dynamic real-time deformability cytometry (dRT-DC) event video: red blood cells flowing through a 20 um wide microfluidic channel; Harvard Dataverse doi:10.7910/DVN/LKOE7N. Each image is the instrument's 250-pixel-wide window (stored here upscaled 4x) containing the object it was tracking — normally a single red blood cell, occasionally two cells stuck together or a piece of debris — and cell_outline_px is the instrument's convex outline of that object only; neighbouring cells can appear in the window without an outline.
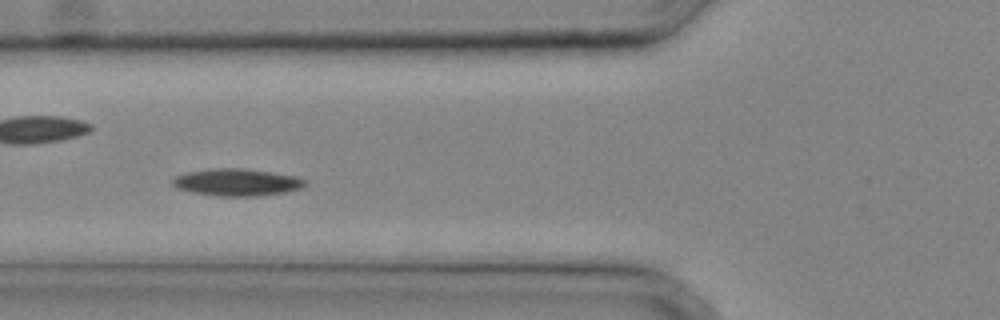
{"species": "common noctule bat (a hibernating species)", "species_latin": "Nyctalus noctula", "temperature_condition": "cold", "stored_images_in_passage": 31, "camera_frame_rate_fps": 3000, "um_per_image_px": 0.085, "animal": {"sex": "male", "body_mass_g": 20.4}, "frame": {"image": 1, "passage_image": 10, "time_ms": 3.0, "image_size_px": [1000, 320], "cell_outline_px": [[308, 184], [300, 188], [284, 192], [256, 196], [220, 196], [192, 192], [176, 188], [172, 184], [172, 180], [176, 176], [184, 172], [208, 168], [244, 168], [272, 172], [296, 176], [308, 180]], "centroid_in_image_um": [20.13, 15.48], "position_along_channel_um": 105.7, "area_um2": 21.15}}